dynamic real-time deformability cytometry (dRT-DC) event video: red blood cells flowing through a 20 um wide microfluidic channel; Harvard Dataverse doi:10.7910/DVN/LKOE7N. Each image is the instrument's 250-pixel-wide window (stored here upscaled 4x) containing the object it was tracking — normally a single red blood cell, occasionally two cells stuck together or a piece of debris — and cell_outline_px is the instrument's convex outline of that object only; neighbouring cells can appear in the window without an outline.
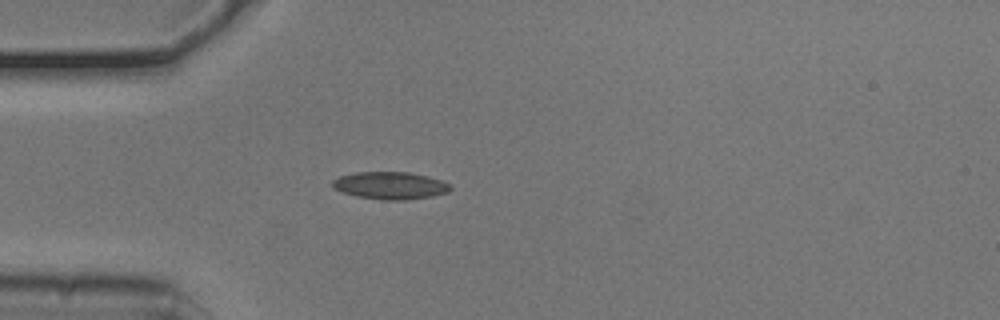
{"species": "common noctule bat (a hibernating species)", "species_latin": "Nyctalus noctula", "temperature_condition": "cold", "stored_images_in_passage": 40, "camera_frame_rate_fps": 3000, "um_per_image_px": 0.085, "animal": {"sex": "male", "body_mass_g": 20.5, "forearm_length_mm": 52.5}, "frame": {"image": 1, "passage_image": 1, "time_ms": 0.0, "image_size_px": [1000, 320], "cell_outline_px": [[452, 188], [448, 192], [432, 196], [404, 200], [384, 200], [356, 196], [332, 188], [332, 180], [340, 176], [356, 172], [408, 172], [428, 176], [452, 184]], "centroid_in_image_um": [33.18, 15.76], "position_along_channel_um": 51.8, "area_um2": 18.84}}
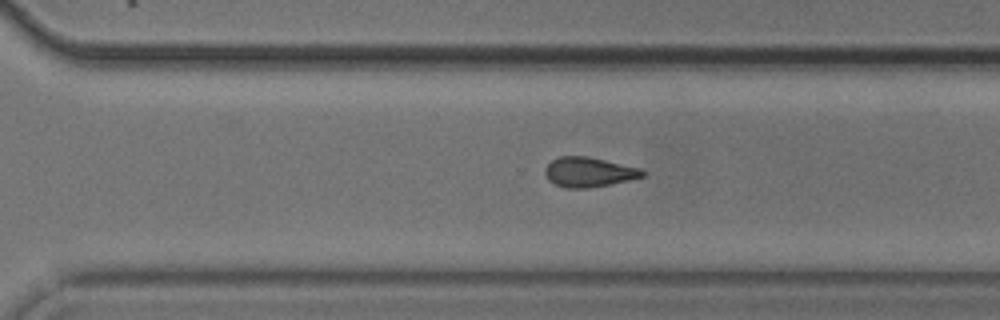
{"frame": {"image": 2, "passage_image": 23, "time_ms": 7.333, "image_size_px": [1000, 320], "cell_outline_px": [[648, 172], [644, 176], [628, 180], [588, 188], [568, 188], [556, 184], [548, 180], [544, 172], [544, 168], [552, 160], [560, 156], [588, 156], [640, 168]], "centroid_in_image_um": [50.05, 14.62], "position_along_channel_um": 320.6, "area_um2": 16.82}}
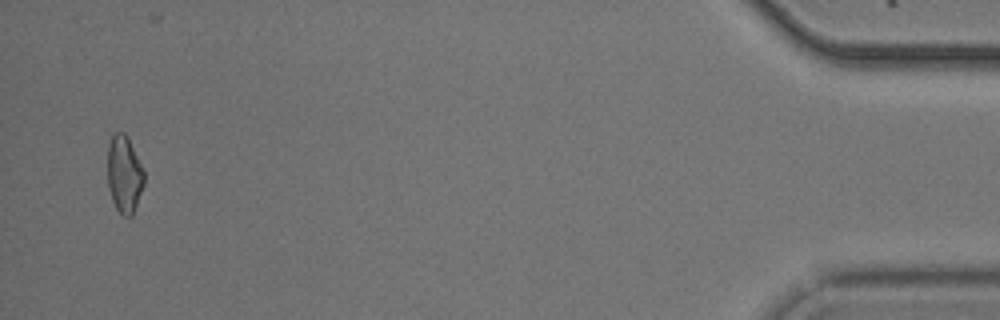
{"frame": {"image": 3, "passage_image": 38, "time_ms": 12.333, "image_size_px": [1000, 320], "cell_outline_px": [[144, 184], [132, 216], [124, 216], [116, 208], [112, 200], [108, 188], [108, 144], [112, 132], [124, 132], [144, 172]], "centroid_in_image_um": [10.54, 14.82], "position_along_channel_um": 424.7, "area_um2": 16.18}, "authors_computed_cell_mechanics": {"area_um2": 16.8776, "velocity_mm_per_s": 3.775, "shape_relaxation_time_tau1_ms": null, "shape_relaxation_time_tau2_ms": 4.4012, "deformation_change_tau1": null, "deformation_change_tau2": 0.109}}